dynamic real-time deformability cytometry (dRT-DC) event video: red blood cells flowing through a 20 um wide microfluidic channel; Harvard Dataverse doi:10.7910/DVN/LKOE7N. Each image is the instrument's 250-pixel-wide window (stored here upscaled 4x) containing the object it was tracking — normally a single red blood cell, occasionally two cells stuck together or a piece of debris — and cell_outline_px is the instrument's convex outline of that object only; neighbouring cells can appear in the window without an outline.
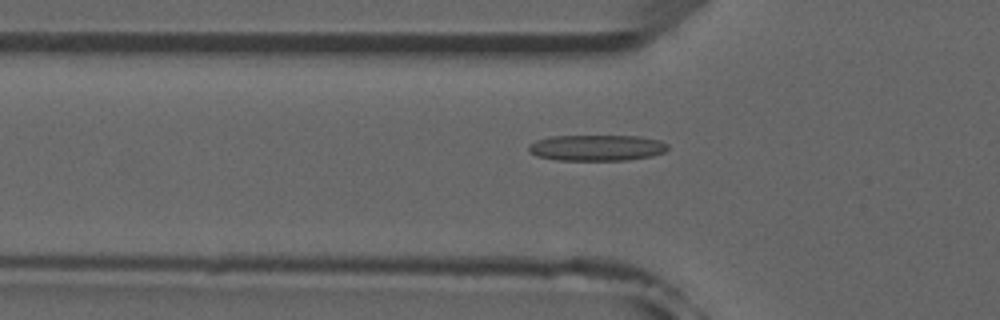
{"species": "common noctule bat (a hibernating species)", "species_latin": "Nyctalus noctula", "temperature_condition": "room temperature", "stored_images_in_passage": 52, "camera_frame_rate_fps": 3000, "um_per_image_px": 0.085, "animal": {"sex": "male", "forearm_length_mm": 52.5}, "frame": {"image": 1, "passage_image": 17, "time_ms": 5.333, "image_size_px": [1000, 320], "cell_outline_px": [[668, 148], [664, 152], [652, 156], [628, 160], [556, 160], [536, 156], [528, 152], [528, 144], [536, 140], [552, 136], [640, 136], [660, 140], [668, 144]], "centroid_in_image_um": [50.71, 12.56], "position_along_channel_um": 75.1, "area_um2": 21.27}}
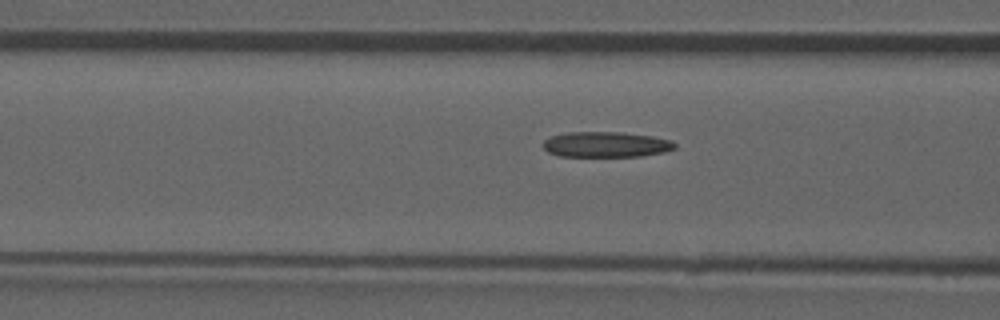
{"frame": {"image": 2, "passage_image": 20, "time_ms": 6.333, "image_size_px": [1000, 320], "cell_outline_px": [[676, 148], [664, 152], [640, 156], [560, 156], [548, 152], [544, 148], [544, 140], [552, 136], [568, 132], [620, 132], [652, 136], [672, 140], [676, 144]], "centroid_in_image_um": [51.54, 12.28], "position_along_channel_um": 115.1, "area_um2": 19.48}}
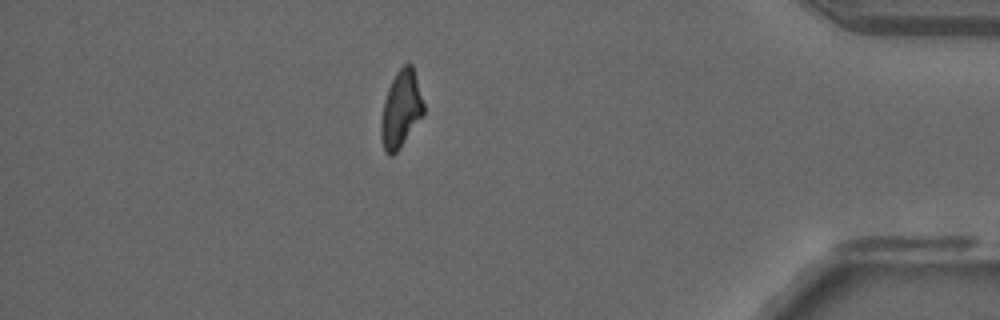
{"frame": {"image": 3, "passage_image": 45, "time_ms": 14.667, "image_size_px": [1000, 320], "cell_outline_px": [[424, 112], [400, 148], [392, 156], [388, 156], [384, 152], [380, 136], [380, 120], [384, 100], [388, 88], [396, 72], [404, 64], [412, 64], [424, 104]], "centroid_in_image_um": [34.04, 9.32], "position_along_channel_um": 401.2, "area_um2": 19.02}, "authors_computed_cell_mechanics": {"area_um2": 19.7098, "velocity_mm_per_s": 3.9439, "shape_relaxation_time_tau1_ms": null, "shape_relaxation_time_tau2_ms": 6.9355, "deformation_change_tau1": null, "deformation_change_tau2": 0.1844}}